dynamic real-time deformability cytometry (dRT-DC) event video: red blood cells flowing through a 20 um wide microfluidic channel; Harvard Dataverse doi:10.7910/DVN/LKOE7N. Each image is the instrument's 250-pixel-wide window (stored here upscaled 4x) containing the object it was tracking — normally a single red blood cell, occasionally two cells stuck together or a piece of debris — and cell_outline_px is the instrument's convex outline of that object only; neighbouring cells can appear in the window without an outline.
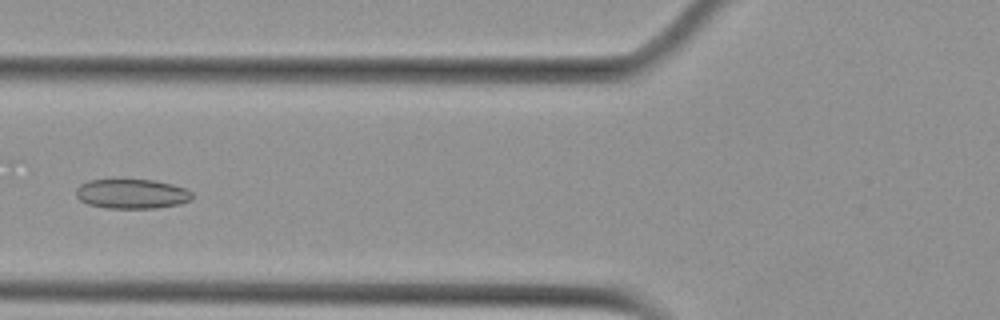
{"species": "Egyptian fruit bat (a non-hibernating species)", "species_latin": "Rousettus aegyptiacus", "temperature_condition": "cold", "stored_images_in_passage": 6, "camera_frame_rate_fps": 3000, "um_per_image_px": 0.085, "animal": {"sex": "female"}, "frame": {"image": 1, "passage_image": 4, "time_ms": 4.333, "image_size_px": [1000, 320], "cell_outline_px": [[192, 200], [180, 204], [156, 208], [108, 208], [88, 204], [80, 200], [76, 196], [76, 188], [80, 184], [88, 180], [116, 176], [156, 180], [172, 184], [184, 188], [192, 192]], "centroid_in_image_um": [11.16, 16.42], "position_along_channel_um": 114.6, "area_um2": 21.04}}
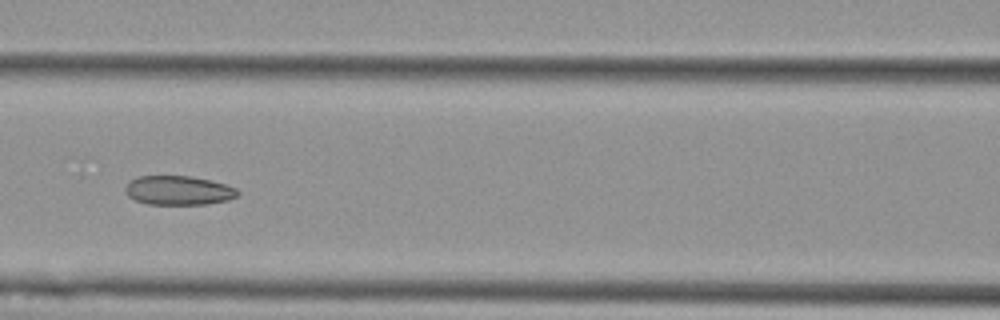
{"frame": {"image": 2, "passage_image": 5, "time_ms": 5.333, "image_size_px": [1000, 320], "cell_outline_px": [[240, 192], [236, 196], [228, 200], [208, 204], [148, 204], [136, 200], [128, 196], [124, 188], [132, 180], [140, 176], [188, 176], [212, 180], [228, 184], [236, 188]], "centroid_in_image_um": [15.22, 16.18], "position_along_channel_um": 151.4, "area_um2": 19.07}}
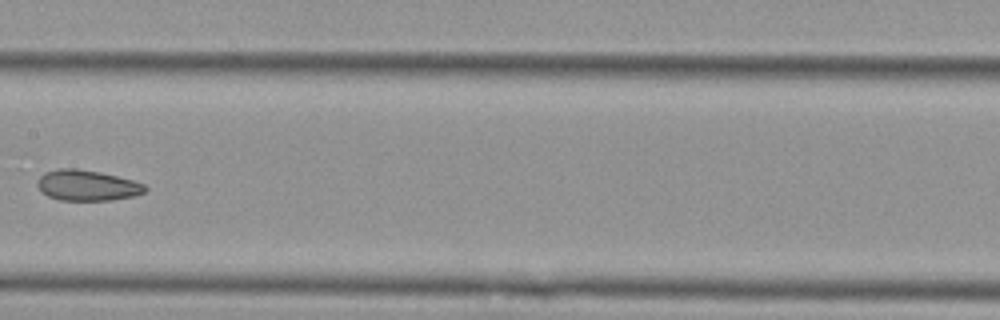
{"frame": {"image": 3, "passage_image": 6, "time_ms": 6.667, "image_size_px": [1000, 320], "cell_outline_px": [[148, 188], [144, 192], [132, 196], [112, 200], [60, 200], [48, 196], [40, 192], [36, 184], [40, 176], [44, 172], [60, 168], [76, 168], [116, 176], [132, 180], [144, 184]], "centroid_in_image_um": [7.36, 15.76], "position_along_channel_um": 200.0, "area_um2": 19.13}}